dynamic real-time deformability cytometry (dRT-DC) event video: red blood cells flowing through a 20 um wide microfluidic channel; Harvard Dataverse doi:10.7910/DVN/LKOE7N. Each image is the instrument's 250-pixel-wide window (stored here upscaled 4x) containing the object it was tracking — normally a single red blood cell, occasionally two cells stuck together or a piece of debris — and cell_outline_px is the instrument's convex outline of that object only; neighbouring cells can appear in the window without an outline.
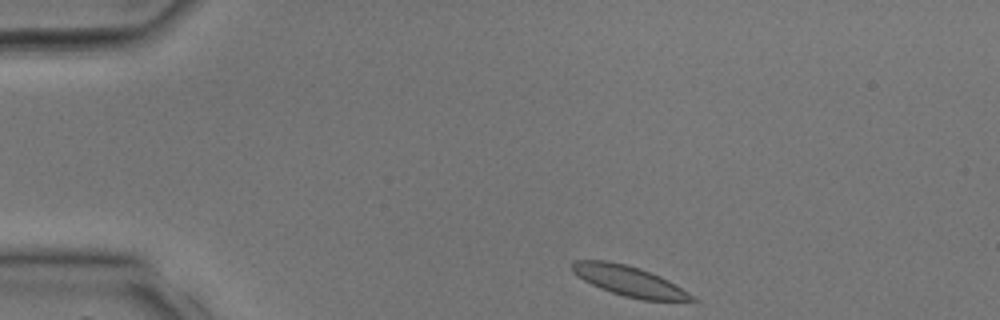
{"species": "common noctule bat (a hibernating species)", "species_latin": "Nyctalus noctula", "temperature_condition": "room temperature", "stored_images_in_passage": 28, "camera_frame_rate_fps": 3000, "um_per_image_px": 0.085, "animal": {"sex": "male", "body_mass_g": 17.9, "forearm_length_mm": 54.2}, "frame": {"image": 1, "passage_image": 1, "time_ms": 0.0, "image_size_px": [1000, 320], "cell_outline_px": [[700, 300], [644, 300], [624, 296], [600, 288], [584, 280], [572, 272], [572, 260], [608, 260], [640, 268], [660, 276], [676, 284]], "centroid_in_image_um": [53.46, 23.87], "position_along_channel_um": 31.5, "area_um2": 20.87}}
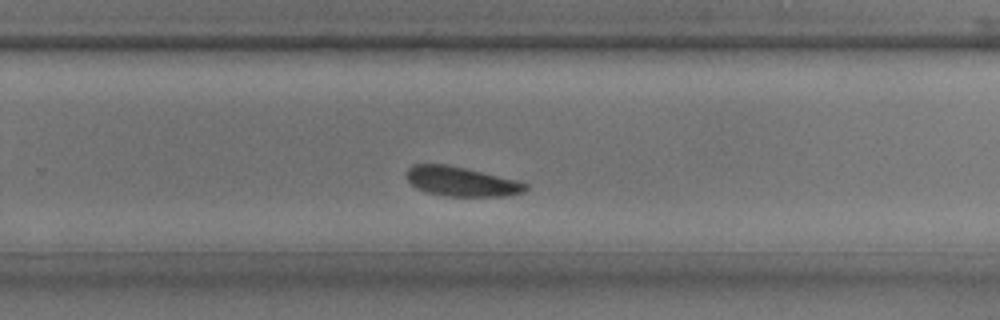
{"frame": {"image": 2, "passage_image": 17, "time_ms": 5.333, "image_size_px": [1000, 320], "cell_outline_px": [[528, 188], [524, 192], [504, 196], [448, 196], [428, 192], [416, 188], [408, 180], [408, 168], [412, 164], [448, 164], [516, 180], [528, 184]], "centroid_in_image_um": [39.22, 15.42], "position_along_channel_um": 290.6, "area_um2": 20.23}}
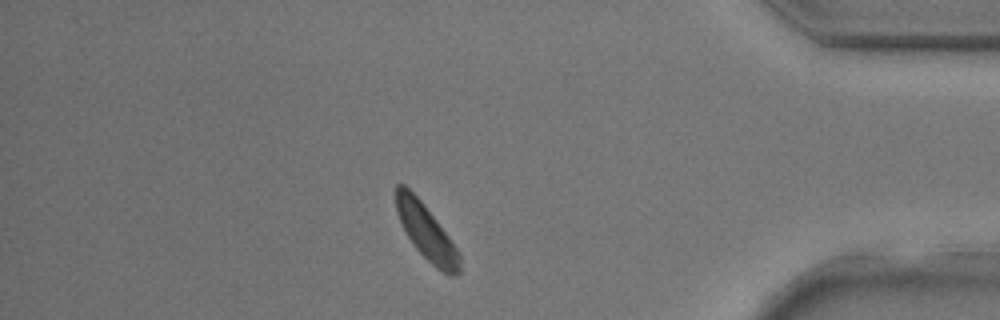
{"frame": {"image": 3, "passage_image": 24, "time_ms": 7.667, "image_size_px": [1000, 320], "cell_outline_px": [[460, 276], [448, 276], [436, 268], [416, 248], [408, 236], [396, 212], [396, 184], [404, 184], [424, 204], [460, 252]], "centroid_in_image_um": [36.27, 19.77], "position_along_channel_um": 398.9, "area_um2": 20.23}}